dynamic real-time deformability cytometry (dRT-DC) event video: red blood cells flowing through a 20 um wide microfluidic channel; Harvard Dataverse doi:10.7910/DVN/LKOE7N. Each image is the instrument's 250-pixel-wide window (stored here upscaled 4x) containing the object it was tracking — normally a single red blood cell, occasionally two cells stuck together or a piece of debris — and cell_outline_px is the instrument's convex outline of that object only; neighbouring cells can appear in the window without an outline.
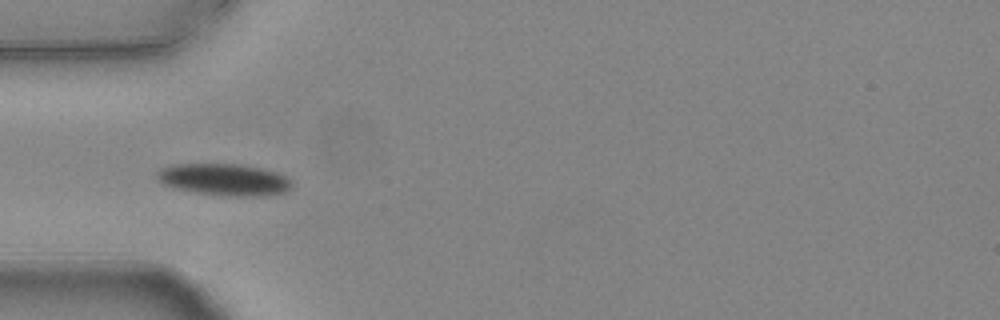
{"species": "common noctule bat (a hibernating species)", "species_latin": "Nyctalus noctula", "temperature_condition": "warm", "stored_images_in_passage": 11, "camera_frame_rate_fps": 3000, "um_per_image_px": 0.085, "animal": {"sex": "female", "body_mass_g": 24.6, "forearm_length_mm": 56.2}, "frame": {"image": 1, "passage_image": 4, "time_ms": 1.0, "image_size_px": [1000, 320], "cell_outline_px": [[292, 188], [288, 192], [264, 196], [224, 196], [192, 192], [172, 188], [156, 180], [156, 172], [160, 168], [172, 164], [240, 164], [260, 168], [276, 172], [292, 180]], "centroid_in_image_um": [19.04, 15.28], "position_along_channel_um": 66.0, "area_um2": 25.49}}
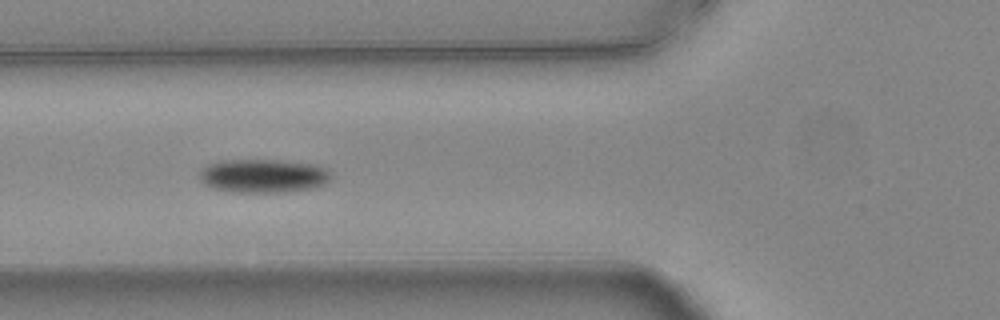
{"frame": {"image": 2, "passage_image": 7, "time_ms": 2.0, "image_size_px": [1000, 320], "cell_outline_px": [[332, 180], [316, 188], [280, 192], [236, 192], [212, 188], [204, 184], [200, 180], [200, 172], [208, 164], [224, 160], [280, 160], [316, 164], [328, 168], [332, 176]], "centroid_in_image_um": [22.45, 14.94], "position_along_channel_um": 103.4, "area_um2": 26.01}}